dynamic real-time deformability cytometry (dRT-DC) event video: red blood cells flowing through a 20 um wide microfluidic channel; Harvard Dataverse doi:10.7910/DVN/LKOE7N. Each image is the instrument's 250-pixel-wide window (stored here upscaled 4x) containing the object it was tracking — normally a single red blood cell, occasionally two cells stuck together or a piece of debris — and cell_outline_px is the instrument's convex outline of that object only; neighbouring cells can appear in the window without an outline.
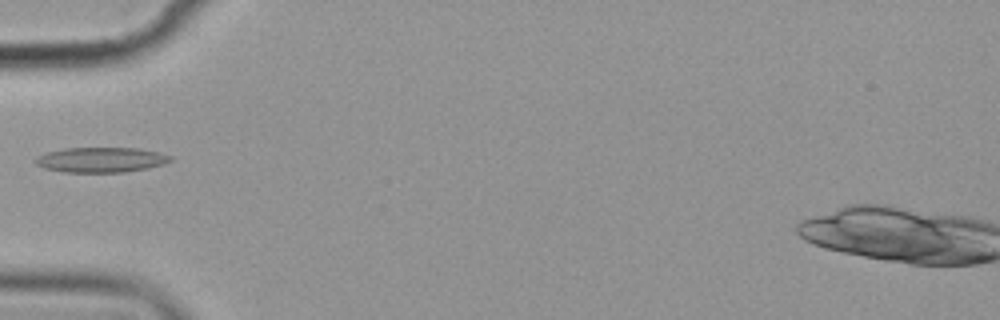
{"species": "common noctule bat (a hibernating species)", "species_latin": "Nyctalus noctula", "temperature_condition": "cold", "stored_images_in_passage": 8, "camera_frame_rate_fps": 3000, "um_per_image_px": 0.085, "animal": {"sex": "female", "body_mass_g": 19.9}, "frame": {"image": 1, "passage_image": 6, "time_ms": 6.333, "image_size_px": [1000, 320], "cell_outline_px": [[172, 160], [164, 164], [148, 168], [124, 172], [64, 172], [44, 168], [36, 164], [36, 156], [48, 152], [64, 148], [140, 148], [172, 156]], "centroid_in_image_um": [8.59, 13.58], "position_along_channel_um": 76.4, "area_um2": 19.65}}
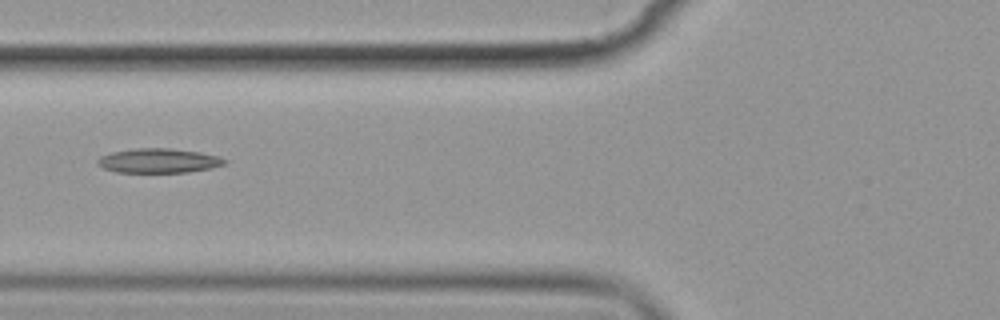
{"frame": {"image": 2, "passage_image": 7, "time_ms": 7.333, "image_size_px": [1000, 320], "cell_outline_px": [[228, 160], [224, 164], [212, 168], [188, 172], [116, 172], [104, 168], [96, 164], [96, 160], [100, 156], [112, 152], [136, 148], [168, 148], [200, 152], [220, 156]], "centroid_in_image_um": [13.49, 13.65], "position_along_channel_um": 112.3, "area_um2": 18.15}}
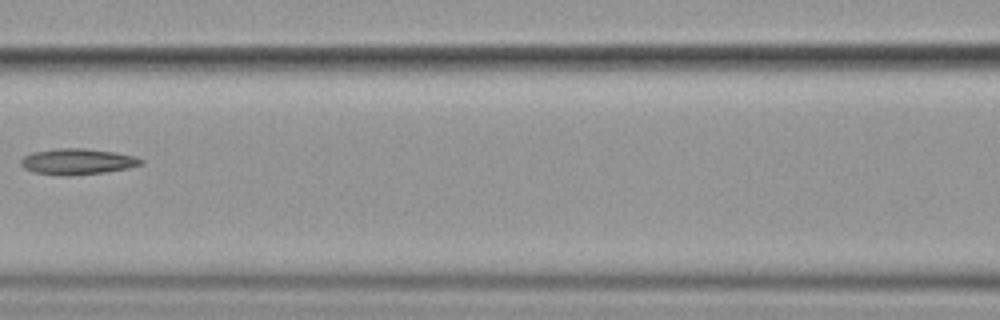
{"frame": {"image": 3, "passage_image": 8, "time_ms": 8.667, "image_size_px": [1000, 320], "cell_outline_px": [[144, 164], [128, 168], [104, 172], [68, 176], [64, 176], [32, 172], [24, 168], [20, 164], [20, 160], [24, 156], [32, 152], [56, 148], [84, 148], [116, 152], [136, 156], [144, 160]], "centroid_in_image_um": [6.58, 13.73], "position_along_channel_um": 160.0, "area_um2": 18.38}}